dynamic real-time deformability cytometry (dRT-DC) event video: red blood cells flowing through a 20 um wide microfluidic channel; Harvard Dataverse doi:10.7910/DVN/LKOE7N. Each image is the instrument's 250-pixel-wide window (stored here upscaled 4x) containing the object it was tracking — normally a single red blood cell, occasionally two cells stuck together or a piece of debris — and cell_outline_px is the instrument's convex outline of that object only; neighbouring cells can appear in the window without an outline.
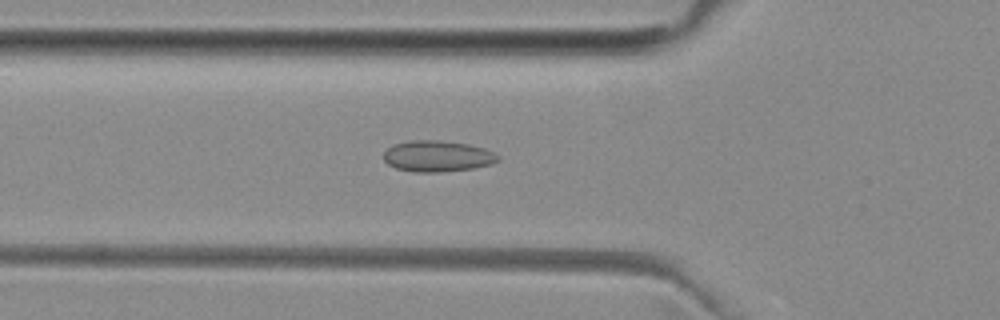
{"species": "common noctule bat (a hibernating species)", "species_latin": "Nyctalus noctula", "temperature_condition": "room temperature", "stored_images_in_passage": 36, "camera_frame_rate_fps": 3000, "um_per_image_px": 0.085, "animal": {"sex": "female", "body_mass_g": 29.2, "forearm_length_mm": 56.3}, "frame": {"image": 1, "passage_image": 9, "time_ms": 2.667, "image_size_px": [1000, 320], "cell_outline_px": [[500, 160], [492, 164], [472, 168], [440, 172], [412, 172], [396, 168], [388, 164], [384, 160], [384, 152], [392, 144], [412, 140], [440, 140], [468, 144], [484, 148], [500, 156]], "centroid_in_image_um": [37.18, 13.27], "position_along_channel_um": 88.6, "area_um2": 20.81}}
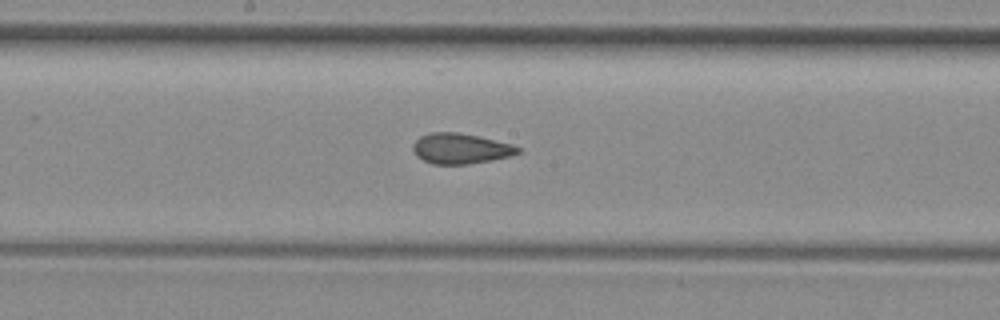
{"frame": {"image": 2, "passage_image": 18, "time_ms": 5.667, "image_size_px": [1000, 320], "cell_outline_px": [[524, 148], [520, 152], [512, 156], [492, 160], [468, 164], [432, 164], [416, 156], [412, 148], [412, 144], [420, 136], [432, 132], [456, 132], [476, 136], [512, 144]], "centroid_in_image_um": [39.16, 12.63], "position_along_channel_um": 209.0, "area_um2": 18.67}}
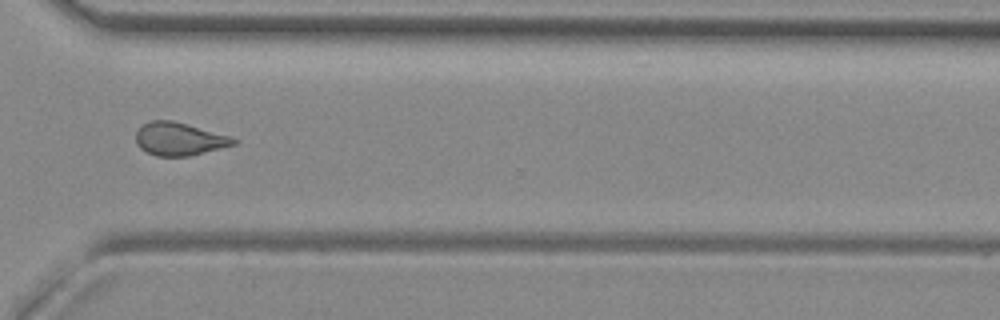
{"frame": {"image": 3, "passage_image": 29, "time_ms": 9.333, "image_size_px": [1000, 320], "cell_outline_px": [[240, 140], [236, 144], [188, 156], [156, 156], [140, 148], [136, 144], [136, 132], [144, 124], [152, 120], [172, 120], [188, 124], [228, 136]], "centroid_in_image_um": [15.22, 11.81], "position_along_channel_um": 355.4, "area_um2": 18.55}, "authors_computed_cell_mechanics": {"area_um2": 18.9295, "velocity_mm_per_s": 3.997, "shape_relaxation_time_tau1_ms": null, "shape_relaxation_time_tau2_ms": 1.3807, "deformation_change_tau1": null, "deformation_change_tau2": 0.0811}}